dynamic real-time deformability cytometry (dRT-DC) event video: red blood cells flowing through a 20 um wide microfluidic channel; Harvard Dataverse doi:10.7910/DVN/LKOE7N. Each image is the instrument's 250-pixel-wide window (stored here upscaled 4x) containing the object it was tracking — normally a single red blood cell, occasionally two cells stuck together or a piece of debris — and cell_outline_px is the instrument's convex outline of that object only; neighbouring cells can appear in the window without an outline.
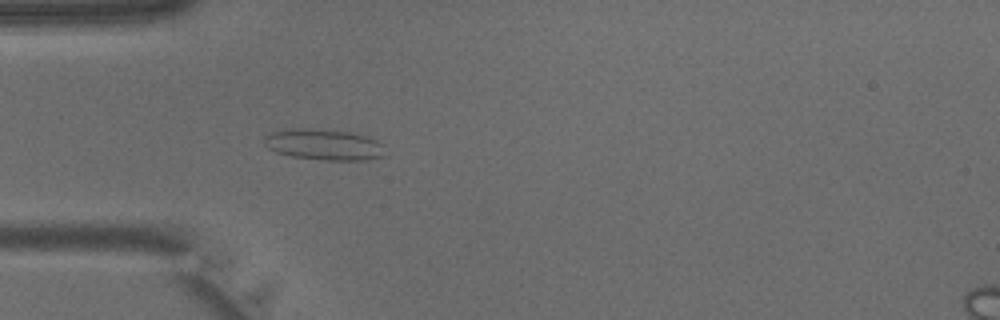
{"species": "common noctule bat (a hibernating species)", "species_latin": "Nyctalus noctula", "temperature_condition": "warm", "stored_images_in_passage": 41, "camera_frame_rate_fps": 3000, "um_per_image_px": 0.085, "animal": {"sex": "male", "body_mass_g": 15.6}, "frame": {"image": 1, "passage_image": 12, "time_ms": 3.667, "image_size_px": [1000, 320], "cell_outline_px": [[388, 156], [368, 160], [320, 160], [292, 156], [276, 152], [268, 148], [264, 144], [264, 136], [272, 132], [292, 128], [308, 128], [352, 132], [376, 140], [384, 144]], "centroid_in_image_um": [27.59, 12.3], "position_along_channel_um": 57.4, "area_um2": 22.2}}
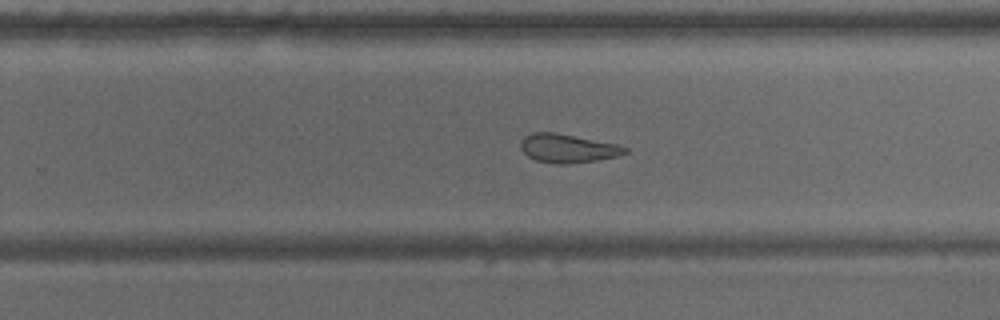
{"frame": {"image": 2, "passage_image": 26, "time_ms": 8.333, "image_size_px": [1000, 320], "cell_outline_px": [[628, 152], [616, 156], [596, 160], [568, 164], [552, 164], [536, 160], [528, 156], [520, 148], [520, 140], [524, 136], [532, 132], [556, 132], [616, 144], [628, 148]], "centroid_in_image_um": [48.21, 12.6], "position_along_channel_um": 281.6, "area_um2": 17.46}}
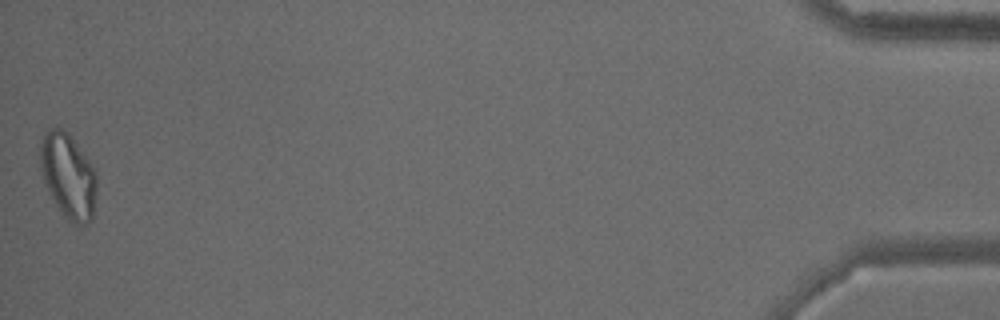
{"frame": {"image": 3, "passage_image": 41, "time_ms": 13.333, "image_size_px": [1000, 320], "cell_outline_px": [[96, 192], [92, 216], [88, 224], [80, 228], [72, 224], [64, 216], [56, 204], [44, 180], [40, 160], [40, 144], [44, 132], [56, 124], [68, 132], [88, 160], [96, 172]], "centroid_in_image_um": [5.8, 14.94], "position_along_channel_um": 429.4, "area_um2": 27.92}}